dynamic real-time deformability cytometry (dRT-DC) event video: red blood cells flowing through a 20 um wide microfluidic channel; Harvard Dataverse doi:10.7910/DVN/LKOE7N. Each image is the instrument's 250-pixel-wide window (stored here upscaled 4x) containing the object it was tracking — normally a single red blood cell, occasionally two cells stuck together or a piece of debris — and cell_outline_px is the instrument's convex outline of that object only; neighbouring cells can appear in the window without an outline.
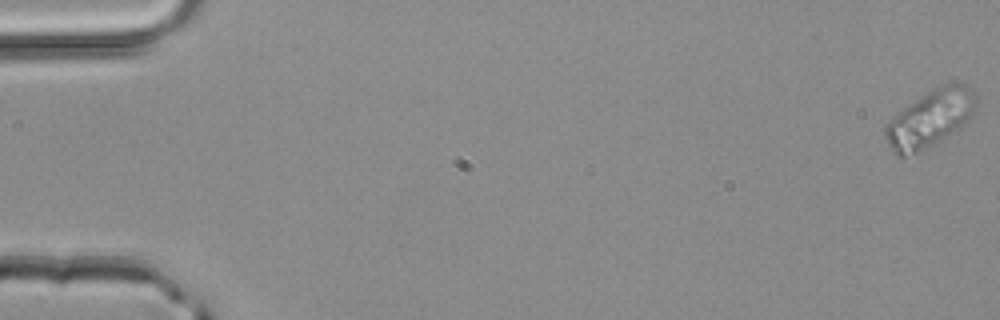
{"species": "common noctule bat (a hibernating species)", "species_latin": "Nyctalus noctula", "temperature_condition": "room temperature", "stored_images_in_passage": 52, "camera_frame_rate_fps": 3000, "um_per_image_px": 0.085, "animal": {"sex": "male", "body_mass_g": 20.4}, "frame": {"image": 1, "passage_image": 1, "time_ms": 0.0, "image_size_px": [1000, 320], "cell_outline_px": [[976, 104], [972, 112], [956, 128], [920, 152], [904, 156], [896, 156], [892, 152], [884, 136], [884, 128], [888, 120], [892, 116], [908, 104], [932, 88], [940, 84], [964, 84], [972, 88], [976, 92]], "centroid_in_image_um": [78.98, 10.05], "position_along_channel_um": 6.0, "area_um2": 29.54}}
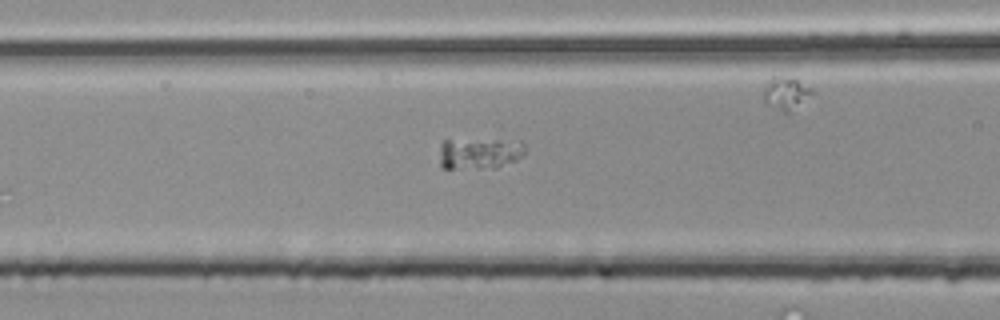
{"frame": {"image": 2, "passage_image": 22, "time_ms": 7.0, "image_size_px": [1000, 320], "cell_outline_px": [[524, 152], [516, 160], [496, 168], [444, 168], [440, 164], [440, 144], [444, 140], [520, 140], [524, 144]], "centroid_in_image_um": [40.75, 13.03], "position_along_channel_um": 125.8, "area_um2": 15.55}}
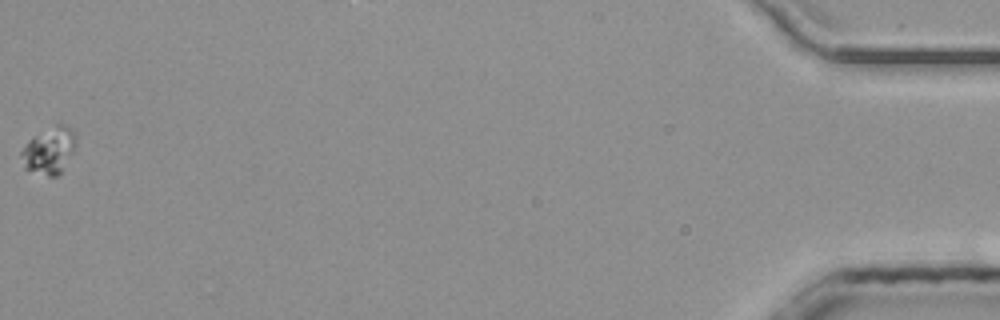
{"frame": {"image": 3, "passage_image": 52, "time_ms": 17.0, "image_size_px": [1000, 320], "cell_outline_px": [[76, 144], [60, 176], [48, 176], [24, 168], [20, 156], [20, 152], [28, 140], [56, 124], [68, 128], [76, 136]], "centroid_in_image_um": [4.16, 12.83], "position_along_channel_um": 431.0, "area_um2": 14.57}}